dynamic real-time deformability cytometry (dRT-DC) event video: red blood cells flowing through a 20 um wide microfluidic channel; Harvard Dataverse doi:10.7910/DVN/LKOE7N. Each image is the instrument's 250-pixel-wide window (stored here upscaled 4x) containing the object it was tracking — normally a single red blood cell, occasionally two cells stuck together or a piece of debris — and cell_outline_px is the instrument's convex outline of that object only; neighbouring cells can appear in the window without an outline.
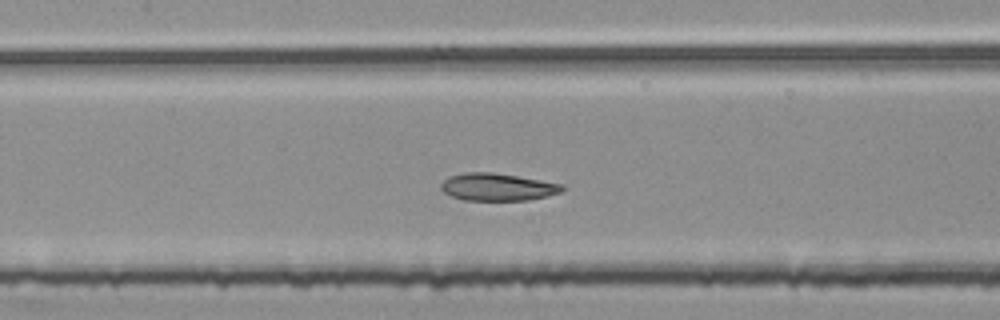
{"species": "common noctule bat (a hibernating species)", "species_latin": "Nyctalus noctula", "temperature_condition": "room temperature", "stored_images_in_passage": 48, "segment_of_instrument_passage": [2, 2], "camera_frame_rate_fps": 3000, "um_per_image_px": 0.085, "animal": {"sex": "female", "body_mass_g": 25.1}, "frame": {"image": 1, "passage_image": 21, "time_ms": 6.667, "image_size_px": [1000, 320], "cell_outline_px": [[564, 188], [560, 192], [528, 200], [464, 200], [452, 196], [444, 192], [440, 188], [440, 184], [448, 176], [464, 172], [492, 172], [564, 184]], "centroid_in_image_um": [42.24, 15.89], "position_along_channel_um": 165.2, "area_um2": 19.25}}
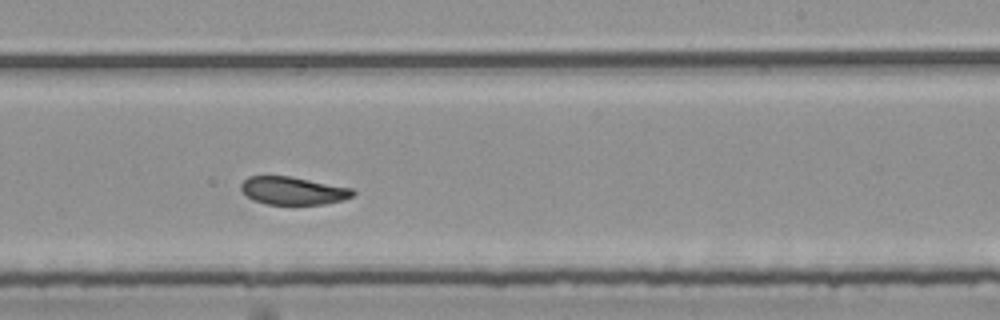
{"frame": {"image": 2, "passage_image": 29, "time_ms": 9.333, "image_size_px": [1000, 320], "cell_outline_px": [[356, 192], [352, 196], [344, 200], [324, 204], [264, 204], [252, 200], [240, 188], [240, 184], [248, 176], [292, 176], [352, 188]], "centroid_in_image_um": [24.91, 16.21], "position_along_channel_um": 264.1, "area_um2": 18.26}}
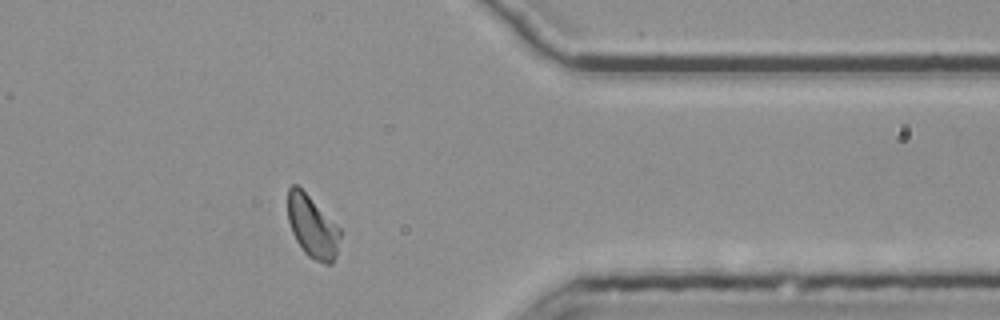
{"frame": {"image": 3, "passage_image": 40, "time_ms": 13.0, "image_size_px": [1000, 320], "cell_outline_px": [[340, 236], [336, 256], [332, 264], [324, 264], [308, 256], [304, 252], [296, 240], [292, 232], [288, 220], [288, 188], [292, 184], [296, 184], [340, 228]], "centroid_in_image_um": [26.54, 19.3], "position_along_channel_um": 384.9, "area_um2": 18.67}}